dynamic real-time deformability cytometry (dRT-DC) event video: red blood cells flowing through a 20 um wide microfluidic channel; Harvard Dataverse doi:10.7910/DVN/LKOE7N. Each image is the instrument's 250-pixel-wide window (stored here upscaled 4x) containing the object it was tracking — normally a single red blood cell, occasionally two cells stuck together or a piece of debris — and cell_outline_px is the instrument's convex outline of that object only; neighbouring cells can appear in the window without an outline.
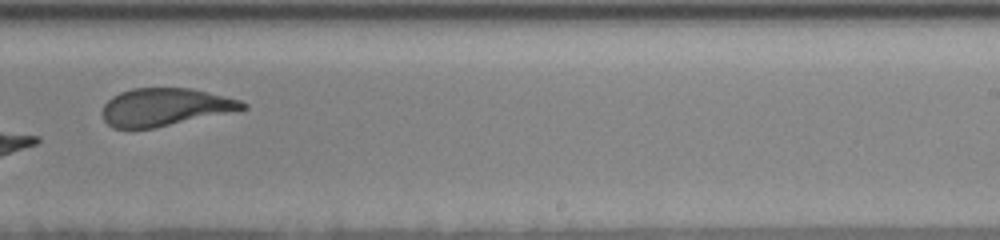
{"species": "human", "species_latin": "Homo sapiens", "temperature_condition": "room temperature", "stored_images_in_passage": 25, "camera_frame_rate_fps": 3000, "um_per_image_px": 0.085, "donor": {"sex": "female"}, "frame": {"image": 1, "passage_image": 18, "time_ms": 10.333, "image_size_px": [1000, 240], "cell_outline_px": [[248, 108], [152, 128], [112, 128], [104, 120], [100, 112], [104, 104], [112, 96], [120, 92], [132, 88], [192, 88], [240, 100], [248, 104]], "centroid_in_image_um": [13.97, 9.09], "position_along_channel_um": 275.0, "area_um2": 30.58}, "authors_computed_cell_mechanics": {"area_um2": 35.7204, "velocity_mm_per_s": 3.8447, "shape_relaxation_time_tau1_ms": null, "shape_relaxation_time_tau2_ms": 0.7943, "deformation_change_tau1": null, "deformation_change_tau2": 0.0803}}